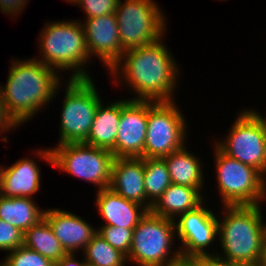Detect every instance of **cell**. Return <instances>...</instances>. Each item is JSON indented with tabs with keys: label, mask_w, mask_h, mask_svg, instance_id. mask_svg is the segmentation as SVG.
I'll list each match as a JSON object with an SVG mask.
<instances>
[{
	"label": "cell",
	"mask_w": 266,
	"mask_h": 266,
	"mask_svg": "<svg viewBox=\"0 0 266 266\" xmlns=\"http://www.w3.org/2000/svg\"><path fill=\"white\" fill-rule=\"evenodd\" d=\"M161 38L145 46L128 49L109 70L110 77L135 93L132 100L168 102L175 100L180 67ZM121 79V80H120ZM126 84V85H125Z\"/></svg>",
	"instance_id": "cell-1"
},
{
	"label": "cell",
	"mask_w": 266,
	"mask_h": 266,
	"mask_svg": "<svg viewBox=\"0 0 266 266\" xmlns=\"http://www.w3.org/2000/svg\"><path fill=\"white\" fill-rule=\"evenodd\" d=\"M10 65L6 84L0 85V94L7 115L19 127L53 102L63 79L57 71L34 58H13Z\"/></svg>",
	"instance_id": "cell-2"
},
{
	"label": "cell",
	"mask_w": 266,
	"mask_h": 266,
	"mask_svg": "<svg viewBox=\"0 0 266 266\" xmlns=\"http://www.w3.org/2000/svg\"><path fill=\"white\" fill-rule=\"evenodd\" d=\"M221 207L218 243L222 251L218 250L215 257L234 264L258 266L266 234L261 204Z\"/></svg>",
	"instance_id": "cell-3"
},
{
	"label": "cell",
	"mask_w": 266,
	"mask_h": 266,
	"mask_svg": "<svg viewBox=\"0 0 266 266\" xmlns=\"http://www.w3.org/2000/svg\"><path fill=\"white\" fill-rule=\"evenodd\" d=\"M38 47L40 56L33 58L59 74L69 70L72 73L68 79L92 78L90 72L86 70V65L92 59L86 47L85 32L79 19L45 21L38 37Z\"/></svg>",
	"instance_id": "cell-4"
},
{
	"label": "cell",
	"mask_w": 266,
	"mask_h": 266,
	"mask_svg": "<svg viewBox=\"0 0 266 266\" xmlns=\"http://www.w3.org/2000/svg\"><path fill=\"white\" fill-rule=\"evenodd\" d=\"M34 151L32 153L40 161L48 162V165L55 166L57 170L97 186L96 191L109 187L114 155L108 149L81 142Z\"/></svg>",
	"instance_id": "cell-5"
},
{
	"label": "cell",
	"mask_w": 266,
	"mask_h": 266,
	"mask_svg": "<svg viewBox=\"0 0 266 266\" xmlns=\"http://www.w3.org/2000/svg\"><path fill=\"white\" fill-rule=\"evenodd\" d=\"M175 239L177 241L174 220L148 211L133 230L127 262L138 266H166L175 263L182 259L179 247L173 249Z\"/></svg>",
	"instance_id": "cell-6"
},
{
	"label": "cell",
	"mask_w": 266,
	"mask_h": 266,
	"mask_svg": "<svg viewBox=\"0 0 266 266\" xmlns=\"http://www.w3.org/2000/svg\"><path fill=\"white\" fill-rule=\"evenodd\" d=\"M212 145L217 176L215 183L222 198L221 205H260L266 201V180L262 174Z\"/></svg>",
	"instance_id": "cell-7"
},
{
	"label": "cell",
	"mask_w": 266,
	"mask_h": 266,
	"mask_svg": "<svg viewBox=\"0 0 266 266\" xmlns=\"http://www.w3.org/2000/svg\"><path fill=\"white\" fill-rule=\"evenodd\" d=\"M61 107L57 145L85 142L102 102L92 79H68Z\"/></svg>",
	"instance_id": "cell-8"
},
{
	"label": "cell",
	"mask_w": 266,
	"mask_h": 266,
	"mask_svg": "<svg viewBox=\"0 0 266 266\" xmlns=\"http://www.w3.org/2000/svg\"><path fill=\"white\" fill-rule=\"evenodd\" d=\"M122 1L118 2L115 16L123 51L164 39L167 18L155 0Z\"/></svg>",
	"instance_id": "cell-9"
},
{
	"label": "cell",
	"mask_w": 266,
	"mask_h": 266,
	"mask_svg": "<svg viewBox=\"0 0 266 266\" xmlns=\"http://www.w3.org/2000/svg\"><path fill=\"white\" fill-rule=\"evenodd\" d=\"M182 112L175 100L148 101L144 158H164L186 145L188 125Z\"/></svg>",
	"instance_id": "cell-10"
},
{
	"label": "cell",
	"mask_w": 266,
	"mask_h": 266,
	"mask_svg": "<svg viewBox=\"0 0 266 266\" xmlns=\"http://www.w3.org/2000/svg\"><path fill=\"white\" fill-rule=\"evenodd\" d=\"M240 111L225 139H215L214 144L227 156L257 169L264 178V116L255 109Z\"/></svg>",
	"instance_id": "cell-11"
},
{
	"label": "cell",
	"mask_w": 266,
	"mask_h": 266,
	"mask_svg": "<svg viewBox=\"0 0 266 266\" xmlns=\"http://www.w3.org/2000/svg\"><path fill=\"white\" fill-rule=\"evenodd\" d=\"M205 202L174 220L182 259H201L217 253L209 249L218 241L219 216Z\"/></svg>",
	"instance_id": "cell-12"
},
{
	"label": "cell",
	"mask_w": 266,
	"mask_h": 266,
	"mask_svg": "<svg viewBox=\"0 0 266 266\" xmlns=\"http://www.w3.org/2000/svg\"><path fill=\"white\" fill-rule=\"evenodd\" d=\"M148 101L121 99V118L114 158H144L147 132Z\"/></svg>",
	"instance_id": "cell-13"
},
{
	"label": "cell",
	"mask_w": 266,
	"mask_h": 266,
	"mask_svg": "<svg viewBox=\"0 0 266 266\" xmlns=\"http://www.w3.org/2000/svg\"><path fill=\"white\" fill-rule=\"evenodd\" d=\"M85 42L90 58H99L106 70H109L121 59L123 50L121 48L119 29L115 13L85 18L81 21Z\"/></svg>",
	"instance_id": "cell-14"
},
{
	"label": "cell",
	"mask_w": 266,
	"mask_h": 266,
	"mask_svg": "<svg viewBox=\"0 0 266 266\" xmlns=\"http://www.w3.org/2000/svg\"><path fill=\"white\" fill-rule=\"evenodd\" d=\"M44 218L51 226L55 237L66 253H79L97 233V227L78 214L58 208L45 209ZM82 250V251H81Z\"/></svg>",
	"instance_id": "cell-15"
},
{
	"label": "cell",
	"mask_w": 266,
	"mask_h": 266,
	"mask_svg": "<svg viewBox=\"0 0 266 266\" xmlns=\"http://www.w3.org/2000/svg\"><path fill=\"white\" fill-rule=\"evenodd\" d=\"M27 157V158H26ZM9 166H0V195L5 197H29L39 193L41 170L34 159L26 156Z\"/></svg>",
	"instance_id": "cell-16"
},
{
	"label": "cell",
	"mask_w": 266,
	"mask_h": 266,
	"mask_svg": "<svg viewBox=\"0 0 266 266\" xmlns=\"http://www.w3.org/2000/svg\"><path fill=\"white\" fill-rule=\"evenodd\" d=\"M98 215L104 219L100 226H116L134 229L140 219L148 212L141 204L127 200L109 187L96 191Z\"/></svg>",
	"instance_id": "cell-17"
},
{
	"label": "cell",
	"mask_w": 266,
	"mask_h": 266,
	"mask_svg": "<svg viewBox=\"0 0 266 266\" xmlns=\"http://www.w3.org/2000/svg\"><path fill=\"white\" fill-rule=\"evenodd\" d=\"M109 188L146 208L144 158H114Z\"/></svg>",
	"instance_id": "cell-18"
},
{
	"label": "cell",
	"mask_w": 266,
	"mask_h": 266,
	"mask_svg": "<svg viewBox=\"0 0 266 266\" xmlns=\"http://www.w3.org/2000/svg\"><path fill=\"white\" fill-rule=\"evenodd\" d=\"M205 197L197 188L171 184L152 205L150 211L163 218L175 220L180 214L201 205Z\"/></svg>",
	"instance_id": "cell-19"
},
{
	"label": "cell",
	"mask_w": 266,
	"mask_h": 266,
	"mask_svg": "<svg viewBox=\"0 0 266 266\" xmlns=\"http://www.w3.org/2000/svg\"><path fill=\"white\" fill-rule=\"evenodd\" d=\"M199 157L201 156L191 153L186 145L164 157L171 183L197 188L203 192V186L206 185L203 176L205 171Z\"/></svg>",
	"instance_id": "cell-20"
},
{
	"label": "cell",
	"mask_w": 266,
	"mask_h": 266,
	"mask_svg": "<svg viewBox=\"0 0 266 266\" xmlns=\"http://www.w3.org/2000/svg\"><path fill=\"white\" fill-rule=\"evenodd\" d=\"M97 107L88 137L84 143L98 148L112 150L115 147L119 121L121 118V100Z\"/></svg>",
	"instance_id": "cell-21"
},
{
	"label": "cell",
	"mask_w": 266,
	"mask_h": 266,
	"mask_svg": "<svg viewBox=\"0 0 266 266\" xmlns=\"http://www.w3.org/2000/svg\"><path fill=\"white\" fill-rule=\"evenodd\" d=\"M33 198H12L0 195V219L25 233L44 218L45 209L38 207Z\"/></svg>",
	"instance_id": "cell-22"
},
{
	"label": "cell",
	"mask_w": 266,
	"mask_h": 266,
	"mask_svg": "<svg viewBox=\"0 0 266 266\" xmlns=\"http://www.w3.org/2000/svg\"><path fill=\"white\" fill-rule=\"evenodd\" d=\"M23 245L40 253L53 263L67 254L45 218L24 233Z\"/></svg>",
	"instance_id": "cell-23"
},
{
	"label": "cell",
	"mask_w": 266,
	"mask_h": 266,
	"mask_svg": "<svg viewBox=\"0 0 266 266\" xmlns=\"http://www.w3.org/2000/svg\"><path fill=\"white\" fill-rule=\"evenodd\" d=\"M171 184L164 158H144V188L148 211Z\"/></svg>",
	"instance_id": "cell-24"
},
{
	"label": "cell",
	"mask_w": 266,
	"mask_h": 266,
	"mask_svg": "<svg viewBox=\"0 0 266 266\" xmlns=\"http://www.w3.org/2000/svg\"><path fill=\"white\" fill-rule=\"evenodd\" d=\"M81 257L94 266H126L127 256L107 243L98 233L86 245Z\"/></svg>",
	"instance_id": "cell-25"
},
{
	"label": "cell",
	"mask_w": 266,
	"mask_h": 266,
	"mask_svg": "<svg viewBox=\"0 0 266 266\" xmlns=\"http://www.w3.org/2000/svg\"><path fill=\"white\" fill-rule=\"evenodd\" d=\"M7 253L3 260L6 266H54L51 260L24 245Z\"/></svg>",
	"instance_id": "cell-26"
},
{
	"label": "cell",
	"mask_w": 266,
	"mask_h": 266,
	"mask_svg": "<svg viewBox=\"0 0 266 266\" xmlns=\"http://www.w3.org/2000/svg\"><path fill=\"white\" fill-rule=\"evenodd\" d=\"M133 230L116 226H98L97 233L113 248L128 256L132 244Z\"/></svg>",
	"instance_id": "cell-27"
},
{
	"label": "cell",
	"mask_w": 266,
	"mask_h": 266,
	"mask_svg": "<svg viewBox=\"0 0 266 266\" xmlns=\"http://www.w3.org/2000/svg\"><path fill=\"white\" fill-rule=\"evenodd\" d=\"M74 6H80L85 12V18H94L115 13L119 0H66Z\"/></svg>",
	"instance_id": "cell-28"
},
{
	"label": "cell",
	"mask_w": 266,
	"mask_h": 266,
	"mask_svg": "<svg viewBox=\"0 0 266 266\" xmlns=\"http://www.w3.org/2000/svg\"><path fill=\"white\" fill-rule=\"evenodd\" d=\"M23 237L17 227L0 219V250L9 252L23 246Z\"/></svg>",
	"instance_id": "cell-29"
},
{
	"label": "cell",
	"mask_w": 266,
	"mask_h": 266,
	"mask_svg": "<svg viewBox=\"0 0 266 266\" xmlns=\"http://www.w3.org/2000/svg\"><path fill=\"white\" fill-rule=\"evenodd\" d=\"M28 1L30 0H0V11L2 14L9 15L11 19L17 18L25 10Z\"/></svg>",
	"instance_id": "cell-30"
},
{
	"label": "cell",
	"mask_w": 266,
	"mask_h": 266,
	"mask_svg": "<svg viewBox=\"0 0 266 266\" xmlns=\"http://www.w3.org/2000/svg\"><path fill=\"white\" fill-rule=\"evenodd\" d=\"M16 128H18V126L6 113L4 102L0 94V134L2 135L3 133V135H5L6 132H10V130H15Z\"/></svg>",
	"instance_id": "cell-31"
},
{
	"label": "cell",
	"mask_w": 266,
	"mask_h": 266,
	"mask_svg": "<svg viewBox=\"0 0 266 266\" xmlns=\"http://www.w3.org/2000/svg\"><path fill=\"white\" fill-rule=\"evenodd\" d=\"M86 264L85 260L80 262L76 259V253H67L60 260L54 262V266H84Z\"/></svg>",
	"instance_id": "cell-32"
},
{
	"label": "cell",
	"mask_w": 266,
	"mask_h": 266,
	"mask_svg": "<svg viewBox=\"0 0 266 266\" xmlns=\"http://www.w3.org/2000/svg\"><path fill=\"white\" fill-rule=\"evenodd\" d=\"M180 266H208V257L201 259H180Z\"/></svg>",
	"instance_id": "cell-33"
},
{
	"label": "cell",
	"mask_w": 266,
	"mask_h": 266,
	"mask_svg": "<svg viewBox=\"0 0 266 266\" xmlns=\"http://www.w3.org/2000/svg\"><path fill=\"white\" fill-rule=\"evenodd\" d=\"M208 266H245V265L225 262L223 260L218 259L215 256H212V257H208Z\"/></svg>",
	"instance_id": "cell-34"
},
{
	"label": "cell",
	"mask_w": 266,
	"mask_h": 266,
	"mask_svg": "<svg viewBox=\"0 0 266 266\" xmlns=\"http://www.w3.org/2000/svg\"><path fill=\"white\" fill-rule=\"evenodd\" d=\"M258 266H266V234H265L263 247H262L261 258H260Z\"/></svg>",
	"instance_id": "cell-35"
},
{
	"label": "cell",
	"mask_w": 266,
	"mask_h": 266,
	"mask_svg": "<svg viewBox=\"0 0 266 266\" xmlns=\"http://www.w3.org/2000/svg\"><path fill=\"white\" fill-rule=\"evenodd\" d=\"M264 150H265L264 179L266 180V116L264 117Z\"/></svg>",
	"instance_id": "cell-36"
},
{
	"label": "cell",
	"mask_w": 266,
	"mask_h": 266,
	"mask_svg": "<svg viewBox=\"0 0 266 266\" xmlns=\"http://www.w3.org/2000/svg\"><path fill=\"white\" fill-rule=\"evenodd\" d=\"M166 266H180V260H178V261L175 262V263H172V264L166 265Z\"/></svg>",
	"instance_id": "cell-37"
},
{
	"label": "cell",
	"mask_w": 266,
	"mask_h": 266,
	"mask_svg": "<svg viewBox=\"0 0 266 266\" xmlns=\"http://www.w3.org/2000/svg\"><path fill=\"white\" fill-rule=\"evenodd\" d=\"M84 266H94V265H91V264L86 263Z\"/></svg>",
	"instance_id": "cell-38"
}]
</instances>
